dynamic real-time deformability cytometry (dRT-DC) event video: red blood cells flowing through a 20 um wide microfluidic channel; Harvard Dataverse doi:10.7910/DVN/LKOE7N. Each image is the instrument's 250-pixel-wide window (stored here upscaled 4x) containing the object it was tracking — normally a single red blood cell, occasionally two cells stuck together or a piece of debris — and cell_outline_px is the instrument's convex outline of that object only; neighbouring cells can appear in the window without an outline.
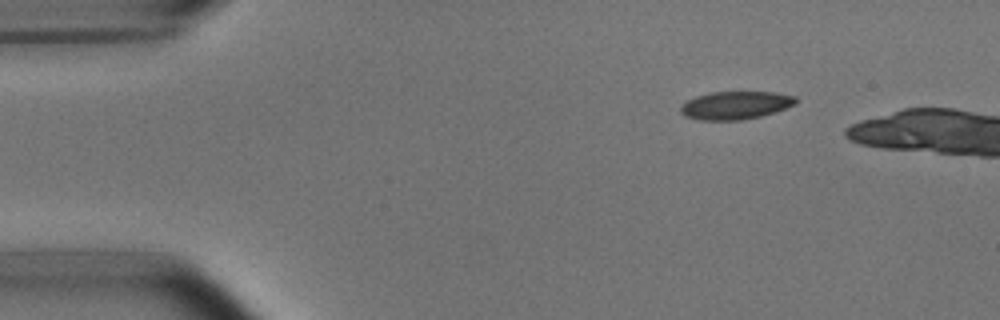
{"species": "common noctule bat (a hibernating species)", "species_latin": "Nyctalus noctula", "temperature_condition": "room temperature", "stored_images_in_passage": 5, "camera_frame_rate_fps": 3000, "um_per_image_px": 0.085, "animal": {"sex": "male", "body_mass_g": 15.6}, "frame": {"image": 1, "passage_image": 1, "time_ms": 0.0, "image_size_px": [1000, 320], "cell_outline_px": [[800, 100], [796, 104], [760, 116], [744, 120], [696, 120], [684, 116], [680, 112], [680, 104], [696, 96], [712, 92], [776, 92], [796, 96]], "centroid_in_image_um": [62.5, 8.95], "position_along_channel_um": 22.5, "area_um2": 18.96}}